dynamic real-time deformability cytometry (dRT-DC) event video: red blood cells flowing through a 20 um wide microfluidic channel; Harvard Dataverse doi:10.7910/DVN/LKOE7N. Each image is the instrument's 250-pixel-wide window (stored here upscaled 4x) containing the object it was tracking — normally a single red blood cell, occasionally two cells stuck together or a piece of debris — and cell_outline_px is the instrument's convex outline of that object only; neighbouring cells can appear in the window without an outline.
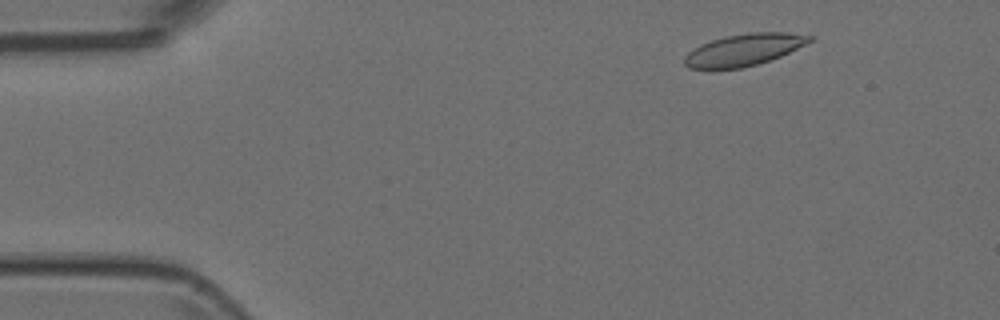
{"species": "Egyptian fruit bat (a non-hibernating species)", "species_latin": "Rousettus aegyptiacus", "temperature_condition": "room temperature", "stored_images_in_passage": 52, "camera_frame_rate_fps": 3000, "um_per_image_px": 0.085, "animal": {"sex": "female"}, "frame": {"image": 1, "passage_image": 5, "time_ms": 1.333, "image_size_px": [1000, 320], "cell_outline_px": [[816, 36], [812, 40], [780, 56], [756, 64], [740, 68], [688, 68], [684, 64], [684, 56], [688, 52], [700, 44], [724, 36], [748, 32], [788, 32]], "centroid_in_image_um": [63.22, 4.21], "position_along_channel_um": 21.8, "area_um2": 23.0}}
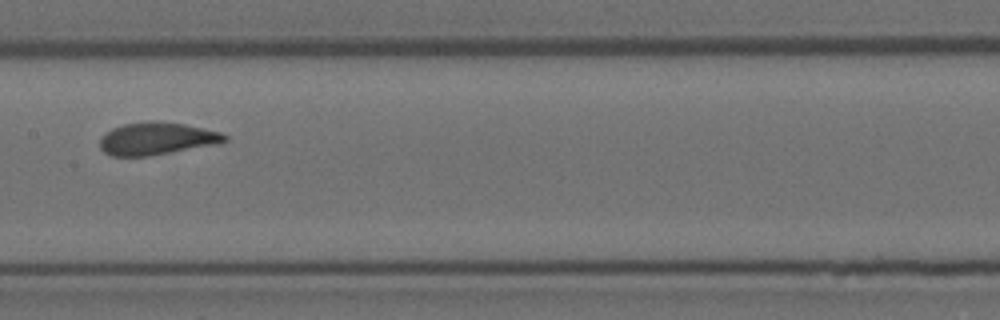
{"frame": {"image": 2, "passage_image": 25, "time_ms": 8.0, "image_size_px": [1000, 320], "cell_outline_px": [[228, 140], [220, 144], [148, 156], [112, 156], [104, 152], [100, 148], [100, 136], [112, 128], [124, 124], [148, 120], [156, 120], [184, 124], [220, 132], [228, 136]], "centroid_in_image_um": [13.32, 11.78], "position_along_channel_um": 194.1, "area_um2": 23.87}}
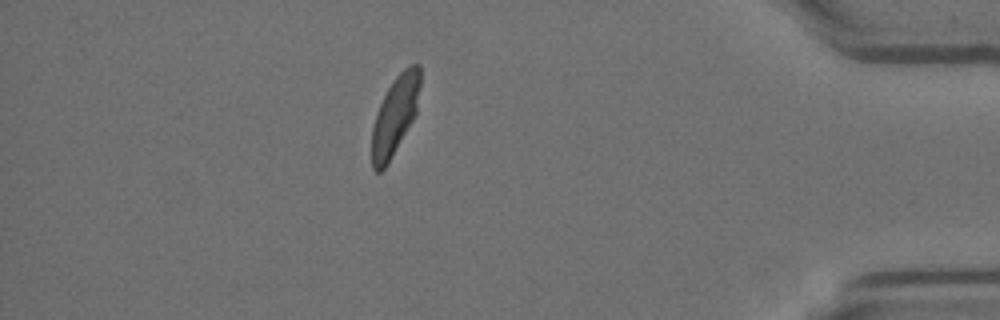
{"frame": {"image": 3, "passage_image": 45, "time_ms": 14.667, "image_size_px": [1000, 320], "cell_outline_px": [[420, 84], [416, 112], [412, 120], [388, 164], [380, 172], [376, 172], [372, 168], [372, 128], [376, 112], [388, 88], [396, 76], [408, 64], [420, 64]], "centroid_in_image_um": [33.56, 9.81], "position_along_channel_um": 401.6, "area_um2": 21.91}}